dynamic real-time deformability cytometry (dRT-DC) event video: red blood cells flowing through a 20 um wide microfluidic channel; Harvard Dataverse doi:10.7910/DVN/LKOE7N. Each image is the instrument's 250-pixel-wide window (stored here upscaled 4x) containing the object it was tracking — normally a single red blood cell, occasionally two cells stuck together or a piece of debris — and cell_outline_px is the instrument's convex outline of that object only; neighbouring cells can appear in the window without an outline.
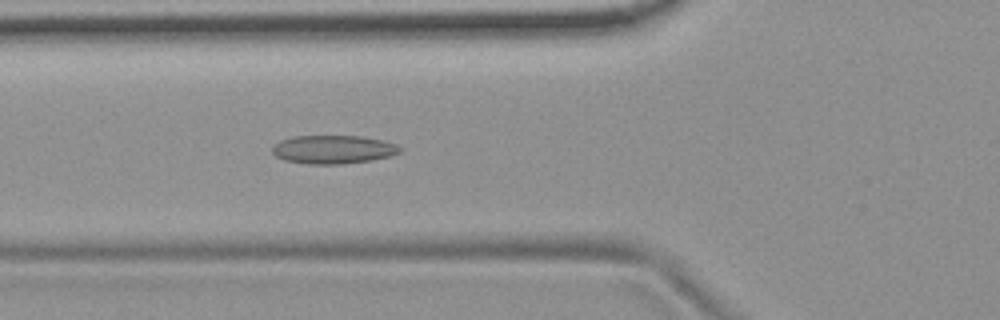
{"species": "common noctule bat (a hibernating species)", "species_latin": "Nyctalus noctula", "temperature_condition": "room temperature", "stored_images_in_passage": 54, "camera_frame_rate_fps": 3000, "um_per_image_px": 0.085, "animal": {"sex": "female", "body_mass_g": 19.9}, "frame": {"image": 1, "passage_image": 20, "time_ms": 6.333, "image_size_px": [1000, 320], "cell_outline_px": [[404, 148], [400, 152], [392, 156], [372, 160], [340, 164], [308, 164], [284, 160], [276, 156], [272, 152], [272, 144], [280, 140], [292, 136], [364, 136], [384, 140], [396, 144]], "centroid_in_image_um": [28.34, 12.7], "position_along_channel_um": 97.5, "area_um2": 21.5}}
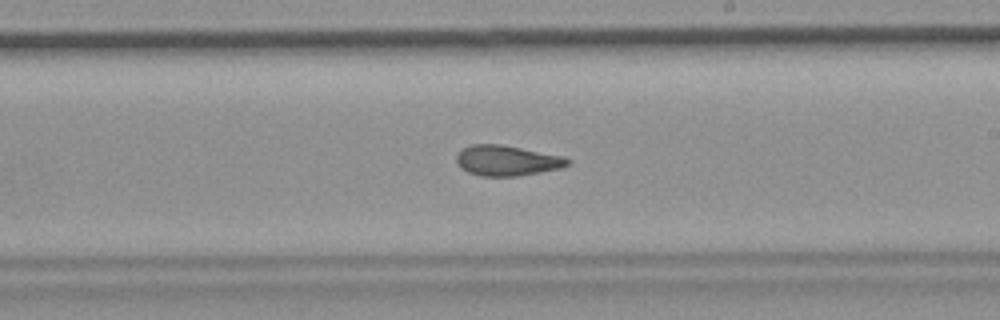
{"frame": {"image": 2, "passage_image": 32, "time_ms": 10.333, "image_size_px": [1000, 320], "cell_outline_px": [[572, 160], [568, 164], [560, 168], [540, 172], [516, 176], [480, 176], [468, 172], [460, 168], [456, 160], [456, 156], [464, 148], [472, 144], [500, 144], [564, 156]], "centroid_in_image_um": [43.09, 13.65], "position_along_channel_um": 245.9, "area_um2": 19.59}}
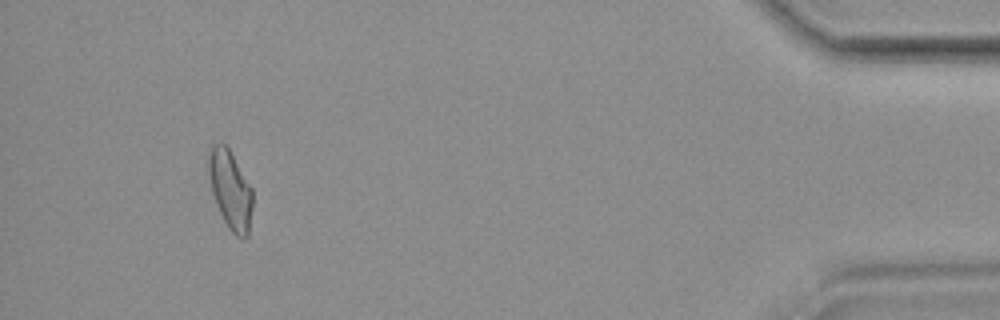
{"frame": {"image": 3, "passage_image": 51, "time_ms": 16.667, "image_size_px": [1000, 320], "cell_outline_px": [[252, 208], [248, 236], [244, 240], [236, 236], [228, 228], [216, 204], [212, 192], [208, 172], [208, 152], [212, 144], [224, 144], [228, 148], [252, 188]], "centroid_in_image_um": [19.57, 16.16], "position_along_channel_um": 415.6, "area_um2": 20.06}, "authors_computed_cell_mechanics": {"area_um2": 20.2878, "velocity_mm_per_s": 3.7202, "shape_relaxation_time_tau1_ms": null, "shape_relaxation_time_tau2_ms": 4.3331, "deformation_change_tau1": null, "deformation_change_tau2": 0.0988}}